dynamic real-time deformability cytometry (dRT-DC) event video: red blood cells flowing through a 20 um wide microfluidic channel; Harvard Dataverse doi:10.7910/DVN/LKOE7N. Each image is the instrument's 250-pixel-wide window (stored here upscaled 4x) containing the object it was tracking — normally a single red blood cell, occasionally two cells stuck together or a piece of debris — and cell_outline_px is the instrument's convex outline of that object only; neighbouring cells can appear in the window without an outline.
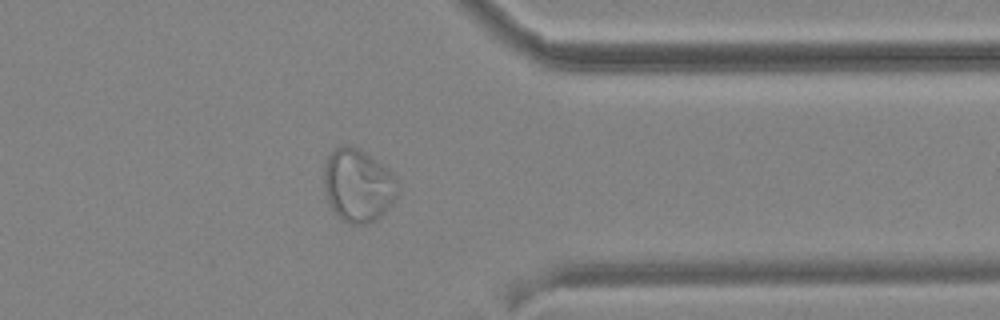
{"species": "common noctule bat (a hibernating species)", "species_latin": "Nyctalus noctula", "temperature_condition": "cold", "stored_images_in_passage": 21, "camera_frame_rate_fps": 3000, "um_per_image_px": 0.085, "animal": {"sex": "male", "body_mass_g": 19.2, "forearm_length_mm": 51.8}, "frame": {"image": 1, "passage_image": 18, "time_ms": 20.0, "image_size_px": [1000, 320], "cell_outline_px": [[396, 196], [392, 204], [376, 220], [368, 224], [348, 224], [332, 208], [324, 192], [324, 164], [328, 156], [340, 144], [348, 144], [364, 152], [388, 168], [396, 176]], "centroid_in_image_um": [30.42, 15.75], "position_along_channel_um": 381.0, "area_um2": 31.27}}